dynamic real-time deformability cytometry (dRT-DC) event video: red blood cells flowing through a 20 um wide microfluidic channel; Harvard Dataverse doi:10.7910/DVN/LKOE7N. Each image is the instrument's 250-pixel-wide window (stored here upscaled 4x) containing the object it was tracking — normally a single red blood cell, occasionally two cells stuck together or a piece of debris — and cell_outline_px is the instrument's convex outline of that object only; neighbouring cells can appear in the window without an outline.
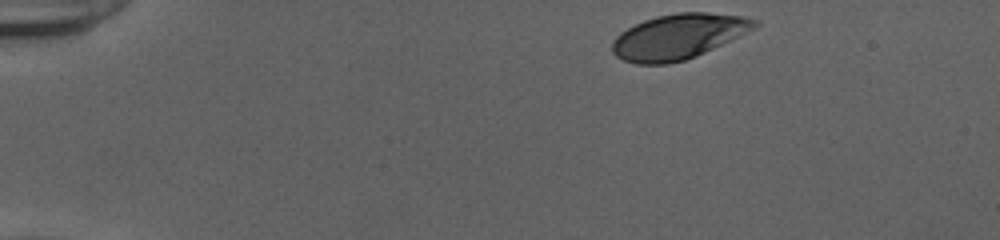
{"species": "human", "species_latin": "Homo sapiens", "temperature_condition": "cold", "stored_images_in_passage": 46, "camera_frame_rate_fps": 3000, "um_per_image_px": 0.085, "donor": {"sex": "female"}, "frame": {"image": 1, "passage_image": 1, "time_ms": 0.0, "image_size_px": [1000, 240], "cell_outline_px": [[760, 24], [756, 28], [696, 56], [684, 60], [668, 64], [636, 64], [624, 60], [616, 56], [612, 52], [612, 40], [620, 32], [644, 20], [656, 16], [676, 12], [708, 12], [744, 16], [760, 20]], "centroid_in_image_um": [57.68, 3.09], "position_along_channel_um": 27.3, "area_um2": 37.57}}
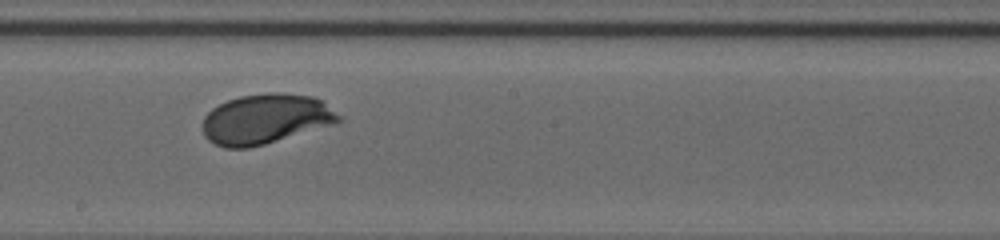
{"frame": {"image": 2, "passage_image": 24, "time_ms": 7.667, "image_size_px": [1000, 240], "cell_outline_px": [[344, 120], [336, 124], [264, 144], [248, 148], [224, 148], [208, 140], [204, 136], [204, 116], [212, 108], [228, 100], [240, 96], [268, 92], [280, 92], [312, 96], [324, 100]], "centroid_in_image_um": [22.62, 10.11], "position_along_channel_um": 225.6, "area_um2": 39.82}}
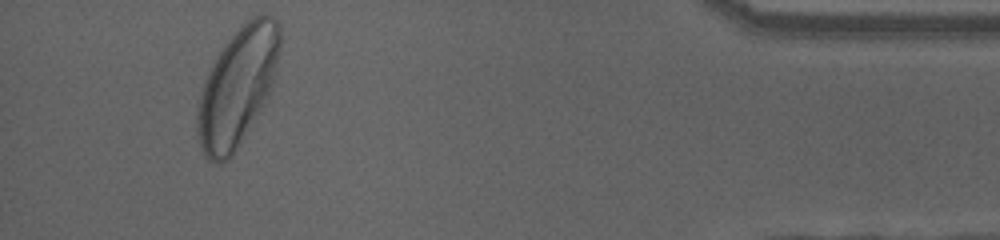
{"frame": {"image": 3, "passage_image": 43, "time_ms": 14.0, "image_size_px": [1000, 240], "cell_outline_px": [[280, 48], [276, 68], [272, 84], [268, 96], [232, 156], [228, 160], [220, 164], [216, 164], [208, 160], [204, 156], [196, 132], [196, 116], [200, 92], [204, 80], [216, 56], [224, 44], [252, 16], [260, 12], [276, 20], [280, 28]], "centroid_in_image_um": [20.16, 7.4], "position_along_channel_um": 415.0, "area_um2": 56.47}, "authors_computed_cell_mechanics": {"area_um2": 39.1595, "velocity_mm_per_s": 3.8098, "shape_relaxation_time_tau1_ms": 1.9863, "shape_relaxation_time_tau2_ms": null, "deformation_change_tau1": 0.1334, "deformation_change_tau2": null}}